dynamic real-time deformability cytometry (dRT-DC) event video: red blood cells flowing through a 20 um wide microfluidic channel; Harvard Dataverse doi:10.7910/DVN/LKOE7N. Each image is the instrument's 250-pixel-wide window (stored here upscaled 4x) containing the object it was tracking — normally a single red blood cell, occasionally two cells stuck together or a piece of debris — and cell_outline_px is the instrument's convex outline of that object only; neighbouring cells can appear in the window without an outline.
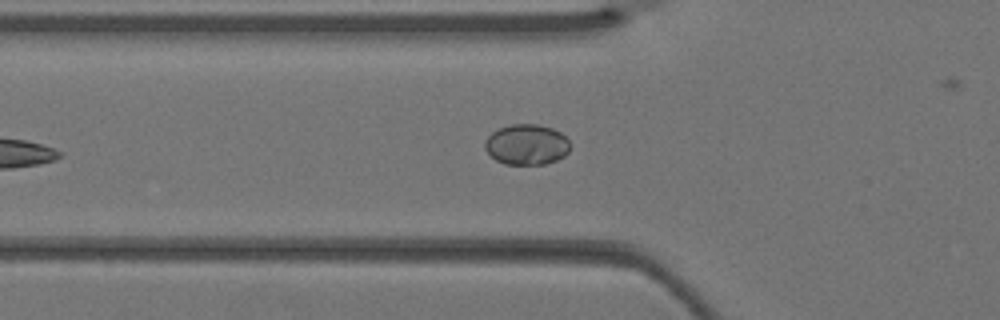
{"species": "Egyptian fruit bat (a non-hibernating species)", "species_latin": "Rousettus aegyptiacus", "temperature_condition": "warm", "stored_images_in_passage": 3, "camera_frame_rate_fps": 3000, "um_per_image_px": 0.085, "animal": {"sex": "female"}, "frame": {"image": 1, "passage_image": 3, "time_ms": 0.667, "image_size_px": [1000, 320], "cell_outline_px": [[572, 144], [568, 152], [564, 156], [556, 160], [544, 164], [504, 164], [496, 160], [484, 148], [484, 140], [492, 132], [500, 128], [512, 124], [536, 124], [552, 128], [560, 132]], "centroid_in_image_um": [44.77, 12.28], "position_along_channel_um": 81.0, "area_um2": 20.17}}